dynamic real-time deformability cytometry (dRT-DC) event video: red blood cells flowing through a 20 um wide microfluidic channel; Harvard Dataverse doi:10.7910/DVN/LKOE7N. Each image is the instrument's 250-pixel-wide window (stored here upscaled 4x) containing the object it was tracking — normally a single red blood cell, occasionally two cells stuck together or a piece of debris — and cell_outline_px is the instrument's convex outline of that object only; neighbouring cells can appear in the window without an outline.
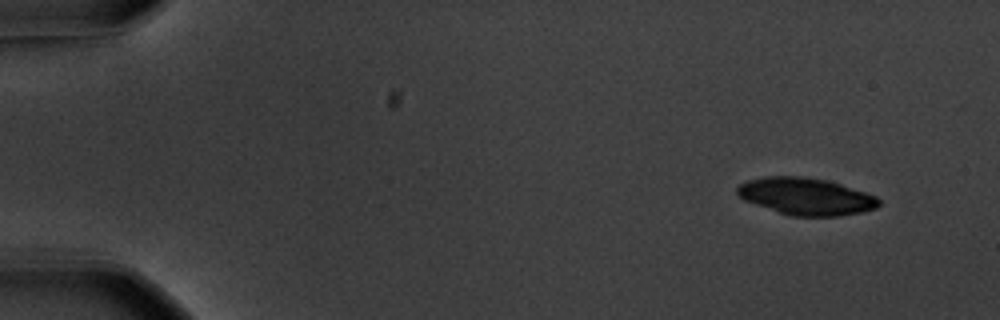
{"species": "common noctule bat (a hibernating species)", "species_latin": "Nyctalus noctula", "temperature_condition": "warm", "stored_images_in_passage": 52, "camera_frame_rate_fps": 3000, "um_per_image_px": 0.085, "animal": {"sex": "male", "body_mass_g": 20.1, "forearm_length_mm": 53.5}, "frame": {"image": 1, "passage_image": 1, "time_ms": 0.0, "image_size_px": [1000, 320], "cell_outline_px": [[880, 204], [876, 208], [860, 212], [840, 216], [792, 216], [744, 200], [736, 192], [736, 188], [740, 184], [748, 180], [764, 176], [804, 176], [828, 180], [876, 196], [880, 200]], "centroid_in_image_um": [68.51, 16.68], "position_along_channel_um": 16.5, "area_um2": 30.4}}